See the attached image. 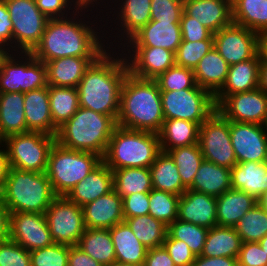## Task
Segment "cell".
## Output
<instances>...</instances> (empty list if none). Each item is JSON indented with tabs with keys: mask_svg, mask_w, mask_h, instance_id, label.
Wrapping results in <instances>:
<instances>
[{
	"mask_svg": "<svg viewBox=\"0 0 267 266\" xmlns=\"http://www.w3.org/2000/svg\"><path fill=\"white\" fill-rule=\"evenodd\" d=\"M97 7L106 8L107 5L104 7L101 5L100 7L96 4L83 3L67 17L49 19L40 42L31 53L43 63L63 57H100L108 50L104 37L107 36V33L110 34V31L105 28L102 31L104 25L98 27L96 20H93V22L89 20L94 17L91 14ZM89 10L91 14L87 13ZM90 15L91 18H89ZM86 17L88 21L85 20ZM98 28L102 32H98Z\"/></svg>",
	"mask_w": 267,
	"mask_h": 266,
	"instance_id": "1",
	"label": "cell"
},
{
	"mask_svg": "<svg viewBox=\"0 0 267 266\" xmlns=\"http://www.w3.org/2000/svg\"><path fill=\"white\" fill-rule=\"evenodd\" d=\"M128 73L121 49H108L91 64L76 87L79 107L109 115L117 121L121 89Z\"/></svg>",
	"mask_w": 267,
	"mask_h": 266,
	"instance_id": "2",
	"label": "cell"
},
{
	"mask_svg": "<svg viewBox=\"0 0 267 266\" xmlns=\"http://www.w3.org/2000/svg\"><path fill=\"white\" fill-rule=\"evenodd\" d=\"M164 120L161 91L156 80L142 79L129 72L121 89L117 125L158 134Z\"/></svg>",
	"mask_w": 267,
	"mask_h": 266,
	"instance_id": "3",
	"label": "cell"
},
{
	"mask_svg": "<svg viewBox=\"0 0 267 266\" xmlns=\"http://www.w3.org/2000/svg\"><path fill=\"white\" fill-rule=\"evenodd\" d=\"M117 126L113 117L79 107L76 113L58 128L56 142L63 147L92 152L103 158Z\"/></svg>",
	"mask_w": 267,
	"mask_h": 266,
	"instance_id": "4",
	"label": "cell"
},
{
	"mask_svg": "<svg viewBox=\"0 0 267 266\" xmlns=\"http://www.w3.org/2000/svg\"><path fill=\"white\" fill-rule=\"evenodd\" d=\"M57 196L45 172L9 168L0 199L10 212L45 214Z\"/></svg>",
	"mask_w": 267,
	"mask_h": 266,
	"instance_id": "5",
	"label": "cell"
},
{
	"mask_svg": "<svg viewBox=\"0 0 267 266\" xmlns=\"http://www.w3.org/2000/svg\"><path fill=\"white\" fill-rule=\"evenodd\" d=\"M161 152L159 135L117 126L102 161L112 170L149 168Z\"/></svg>",
	"mask_w": 267,
	"mask_h": 266,
	"instance_id": "6",
	"label": "cell"
},
{
	"mask_svg": "<svg viewBox=\"0 0 267 266\" xmlns=\"http://www.w3.org/2000/svg\"><path fill=\"white\" fill-rule=\"evenodd\" d=\"M102 162V157L85 151H76L55 142L50 149L46 175L56 196L68 193Z\"/></svg>",
	"mask_w": 267,
	"mask_h": 266,
	"instance_id": "7",
	"label": "cell"
},
{
	"mask_svg": "<svg viewBox=\"0 0 267 266\" xmlns=\"http://www.w3.org/2000/svg\"><path fill=\"white\" fill-rule=\"evenodd\" d=\"M45 86L46 64L37 60L31 52H7L1 59L0 93H26Z\"/></svg>",
	"mask_w": 267,
	"mask_h": 266,
	"instance_id": "8",
	"label": "cell"
},
{
	"mask_svg": "<svg viewBox=\"0 0 267 266\" xmlns=\"http://www.w3.org/2000/svg\"><path fill=\"white\" fill-rule=\"evenodd\" d=\"M112 2L116 8L112 6L113 5ZM112 2H111V0L109 2L107 0V5H109V7H111V9L109 7H107L106 10L101 9L99 14L96 15V17L99 16L101 14V12L103 14L104 11L105 12L107 11L105 14H106V16L108 15L109 17L107 16V18L105 19L106 16L102 15V18H101V15H100V17H97V18L101 19V20H99V22L102 20H103L102 22H105L104 20H106V22L104 24V26H106V28L108 27L107 25L109 23L111 24L114 21L113 23L115 25L112 23L110 25V27L107 28L108 30H110L109 28H111L112 30H110L111 31L110 33H112L114 35L110 34L109 36L105 37V39H108V40H106L107 41L106 44H107L108 49H111V48L112 49H120V46L123 47V45L136 32H138L142 27H144L151 20V0H112ZM116 3H118V4H116ZM108 9L111 11L109 12ZM112 9L114 10V12ZM112 12H113V14H112ZM108 13H110L112 15H110ZM110 16H112L113 19ZM108 18H111V22H109V23L107 22V21H109ZM113 25L115 26L114 28L112 27ZM117 26H119V27H117ZM113 30H116L117 32H115ZM110 37H111V39L113 38V42L111 41V39H109ZM109 41H111V42H109ZM116 41H118V43H116ZM113 43L115 44V47H114ZM116 46H117V48H116Z\"/></svg>",
	"mask_w": 267,
	"mask_h": 266,
	"instance_id": "9",
	"label": "cell"
},
{
	"mask_svg": "<svg viewBox=\"0 0 267 266\" xmlns=\"http://www.w3.org/2000/svg\"><path fill=\"white\" fill-rule=\"evenodd\" d=\"M56 136L41 132H25L6 137L9 166L34 172H46L50 149Z\"/></svg>",
	"mask_w": 267,
	"mask_h": 266,
	"instance_id": "10",
	"label": "cell"
},
{
	"mask_svg": "<svg viewBox=\"0 0 267 266\" xmlns=\"http://www.w3.org/2000/svg\"><path fill=\"white\" fill-rule=\"evenodd\" d=\"M161 103L165 119L188 120L200 125L215 111L214 96L199 87L175 91H161Z\"/></svg>",
	"mask_w": 267,
	"mask_h": 266,
	"instance_id": "11",
	"label": "cell"
},
{
	"mask_svg": "<svg viewBox=\"0 0 267 266\" xmlns=\"http://www.w3.org/2000/svg\"><path fill=\"white\" fill-rule=\"evenodd\" d=\"M13 24V52H31L40 42L49 18L35 0H3Z\"/></svg>",
	"mask_w": 267,
	"mask_h": 266,
	"instance_id": "12",
	"label": "cell"
},
{
	"mask_svg": "<svg viewBox=\"0 0 267 266\" xmlns=\"http://www.w3.org/2000/svg\"><path fill=\"white\" fill-rule=\"evenodd\" d=\"M198 145L205 160L229 169L237 164L230 138V121L217 109L200 125Z\"/></svg>",
	"mask_w": 267,
	"mask_h": 266,
	"instance_id": "13",
	"label": "cell"
},
{
	"mask_svg": "<svg viewBox=\"0 0 267 266\" xmlns=\"http://www.w3.org/2000/svg\"><path fill=\"white\" fill-rule=\"evenodd\" d=\"M45 218L55 243L77 246L86 229L82 207L66 196H57L46 210Z\"/></svg>",
	"mask_w": 267,
	"mask_h": 266,
	"instance_id": "14",
	"label": "cell"
},
{
	"mask_svg": "<svg viewBox=\"0 0 267 266\" xmlns=\"http://www.w3.org/2000/svg\"><path fill=\"white\" fill-rule=\"evenodd\" d=\"M213 46L232 65L258 54L259 34L232 22L213 34Z\"/></svg>",
	"mask_w": 267,
	"mask_h": 266,
	"instance_id": "15",
	"label": "cell"
},
{
	"mask_svg": "<svg viewBox=\"0 0 267 266\" xmlns=\"http://www.w3.org/2000/svg\"><path fill=\"white\" fill-rule=\"evenodd\" d=\"M216 109L229 121L267 124V94L259 88L228 95Z\"/></svg>",
	"mask_w": 267,
	"mask_h": 266,
	"instance_id": "16",
	"label": "cell"
},
{
	"mask_svg": "<svg viewBox=\"0 0 267 266\" xmlns=\"http://www.w3.org/2000/svg\"><path fill=\"white\" fill-rule=\"evenodd\" d=\"M230 138L237 163L267 162V126L230 121Z\"/></svg>",
	"mask_w": 267,
	"mask_h": 266,
	"instance_id": "17",
	"label": "cell"
},
{
	"mask_svg": "<svg viewBox=\"0 0 267 266\" xmlns=\"http://www.w3.org/2000/svg\"><path fill=\"white\" fill-rule=\"evenodd\" d=\"M9 239L27 251L53 245L45 214L34 212H12L10 215Z\"/></svg>",
	"mask_w": 267,
	"mask_h": 266,
	"instance_id": "18",
	"label": "cell"
},
{
	"mask_svg": "<svg viewBox=\"0 0 267 266\" xmlns=\"http://www.w3.org/2000/svg\"><path fill=\"white\" fill-rule=\"evenodd\" d=\"M129 72L142 79H157L176 64L175 53L161 47H120ZM127 49V50H126Z\"/></svg>",
	"mask_w": 267,
	"mask_h": 266,
	"instance_id": "19",
	"label": "cell"
},
{
	"mask_svg": "<svg viewBox=\"0 0 267 266\" xmlns=\"http://www.w3.org/2000/svg\"><path fill=\"white\" fill-rule=\"evenodd\" d=\"M181 42L180 22L150 20L123 46L161 47L175 53Z\"/></svg>",
	"mask_w": 267,
	"mask_h": 266,
	"instance_id": "20",
	"label": "cell"
},
{
	"mask_svg": "<svg viewBox=\"0 0 267 266\" xmlns=\"http://www.w3.org/2000/svg\"><path fill=\"white\" fill-rule=\"evenodd\" d=\"M216 197L187 189L179 198L178 218L210 229L217 225Z\"/></svg>",
	"mask_w": 267,
	"mask_h": 266,
	"instance_id": "21",
	"label": "cell"
},
{
	"mask_svg": "<svg viewBox=\"0 0 267 266\" xmlns=\"http://www.w3.org/2000/svg\"><path fill=\"white\" fill-rule=\"evenodd\" d=\"M82 209L86 228L110 229L124 221L122 197L114 189Z\"/></svg>",
	"mask_w": 267,
	"mask_h": 266,
	"instance_id": "22",
	"label": "cell"
},
{
	"mask_svg": "<svg viewBox=\"0 0 267 266\" xmlns=\"http://www.w3.org/2000/svg\"><path fill=\"white\" fill-rule=\"evenodd\" d=\"M24 115L27 132L57 135L50 112L49 85L24 93Z\"/></svg>",
	"mask_w": 267,
	"mask_h": 266,
	"instance_id": "23",
	"label": "cell"
},
{
	"mask_svg": "<svg viewBox=\"0 0 267 266\" xmlns=\"http://www.w3.org/2000/svg\"><path fill=\"white\" fill-rule=\"evenodd\" d=\"M183 11L213 34L233 22L231 0H183Z\"/></svg>",
	"mask_w": 267,
	"mask_h": 266,
	"instance_id": "24",
	"label": "cell"
},
{
	"mask_svg": "<svg viewBox=\"0 0 267 266\" xmlns=\"http://www.w3.org/2000/svg\"><path fill=\"white\" fill-rule=\"evenodd\" d=\"M260 54L254 58L229 66L228 75L222 89L214 96L216 107L234 93L258 88Z\"/></svg>",
	"mask_w": 267,
	"mask_h": 266,
	"instance_id": "25",
	"label": "cell"
},
{
	"mask_svg": "<svg viewBox=\"0 0 267 266\" xmlns=\"http://www.w3.org/2000/svg\"><path fill=\"white\" fill-rule=\"evenodd\" d=\"M113 190L112 170L102 161L66 196L80 207Z\"/></svg>",
	"mask_w": 267,
	"mask_h": 266,
	"instance_id": "26",
	"label": "cell"
},
{
	"mask_svg": "<svg viewBox=\"0 0 267 266\" xmlns=\"http://www.w3.org/2000/svg\"><path fill=\"white\" fill-rule=\"evenodd\" d=\"M99 57H63L46 62L47 85L76 88L86 70Z\"/></svg>",
	"mask_w": 267,
	"mask_h": 266,
	"instance_id": "27",
	"label": "cell"
},
{
	"mask_svg": "<svg viewBox=\"0 0 267 266\" xmlns=\"http://www.w3.org/2000/svg\"><path fill=\"white\" fill-rule=\"evenodd\" d=\"M229 66L213 46L193 70L196 84L215 96L226 82Z\"/></svg>",
	"mask_w": 267,
	"mask_h": 266,
	"instance_id": "28",
	"label": "cell"
},
{
	"mask_svg": "<svg viewBox=\"0 0 267 266\" xmlns=\"http://www.w3.org/2000/svg\"><path fill=\"white\" fill-rule=\"evenodd\" d=\"M231 188L258 200L267 192V162L249 161L234 165L231 168Z\"/></svg>",
	"mask_w": 267,
	"mask_h": 266,
	"instance_id": "29",
	"label": "cell"
},
{
	"mask_svg": "<svg viewBox=\"0 0 267 266\" xmlns=\"http://www.w3.org/2000/svg\"><path fill=\"white\" fill-rule=\"evenodd\" d=\"M216 203L217 225L234 227L250 209L258 204V200L244 191L231 188L216 197Z\"/></svg>",
	"mask_w": 267,
	"mask_h": 266,
	"instance_id": "30",
	"label": "cell"
},
{
	"mask_svg": "<svg viewBox=\"0 0 267 266\" xmlns=\"http://www.w3.org/2000/svg\"><path fill=\"white\" fill-rule=\"evenodd\" d=\"M115 248L116 262L144 265L148 249L136 238L123 221L109 229Z\"/></svg>",
	"mask_w": 267,
	"mask_h": 266,
	"instance_id": "31",
	"label": "cell"
},
{
	"mask_svg": "<svg viewBox=\"0 0 267 266\" xmlns=\"http://www.w3.org/2000/svg\"><path fill=\"white\" fill-rule=\"evenodd\" d=\"M188 189L218 197L231 189V169L204 159Z\"/></svg>",
	"mask_w": 267,
	"mask_h": 266,
	"instance_id": "32",
	"label": "cell"
},
{
	"mask_svg": "<svg viewBox=\"0 0 267 266\" xmlns=\"http://www.w3.org/2000/svg\"><path fill=\"white\" fill-rule=\"evenodd\" d=\"M200 124L182 119H165L159 135L160 149H171L198 143Z\"/></svg>",
	"mask_w": 267,
	"mask_h": 266,
	"instance_id": "33",
	"label": "cell"
},
{
	"mask_svg": "<svg viewBox=\"0 0 267 266\" xmlns=\"http://www.w3.org/2000/svg\"><path fill=\"white\" fill-rule=\"evenodd\" d=\"M241 245L242 240L234 227L215 225L207 233L201 256L237 258Z\"/></svg>",
	"mask_w": 267,
	"mask_h": 266,
	"instance_id": "34",
	"label": "cell"
},
{
	"mask_svg": "<svg viewBox=\"0 0 267 266\" xmlns=\"http://www.w3.org/2000/svg\"><path fill=\"white\" fill-rule=\"evenodd\" d=\"M0 129L5 137L27 132L24 93H0Z\"/></svg>",
	"mask_w": 267,
	"mask_h": 266,
	"instance_id": "35",
	"label": "cell"
},
{
	"mask_svg": "<svg viewBox=\"0 0 267 266\" xmlns=\"http://www.w3.org/2000/svg\"><path fill=\"white\" fill-rule=\"evenodd\" d=\"M149 170L153 189L178 196L187 190L180 179L177 165L168 153L161 151Z\"/></svg>",
	"mask_w": 267,
	"mask_h": 266,
	"instance_id": "36",
	"label": "cell"
},
{
	"mask_svg": "<svg viewBox=\"0 0 267 266\" xmlns=\"http://www.w3.org/2000/svg\"><path fill=\"white\" fill-rule=\"evenodd\" d=\"M77 247L102 266L116 262L115 248L109 229L86 228Z\"/></svg>",
	"mask_w": 267,
	"mask_h": 266,
	"instance_id": "37",
	"label": "cell"
},
{
	"mask_svg": "<svg viewBox=\"0 0 267 266\" xmlns=\"http://www.w3.org/2000/svg\"><path fill=\"white\" fill-rule=\"evenodd\" d=\"M232 21L258 34L267 31V0H231Z\"/></svg>",
	"mask_w": 267,
	"mask_h": 266,
	"instance_id": "38",
	"label": "cell"
},
{
	"mask_svg": "<svg viewBox=\"0 0 267 266\" xmlns=\"http://www.w3.org/2000/svg\"><path fill=\"white\" fill-rule=\"evenodd\" d=\"M112 173L113 189L122 198L136 192L149 193L153 189L149 168H121Z\"/></svg>",
	"mask_w": 267,
	"mask_h": 266,
	"instance_id": "39",
	"label": "cell"
},
{
	"mask_svg": "<svg viewBox=\"0 0 267 266\" xmlns=\"http://www.w3.org/2000/svg\"><path fill=\"white\" fill-rule=\"evenodd\" d=\"M50 112L53 124L59 128L79 109L77 88L49 85Z\"/></svg>",
	"mask_w": 267,
	"mask_h": 266,
	"instance_id": "40",
	"label": "cell"
},
{
	"mask_svg": "<svg viewBox=\"0 0 267 266\" xmlns=\"http://www.w3.org/2000/svg\"><path fill=\"white\" fill-rule=\"evenodd\" d=\"M136 238L147 248H156L163 245L168 226L151 215L124 218Z\"/></svg>",
	"mask_w": 267,
	"mask_h": 266,
	"instance_id": "41",
	"label": "cell"
},
{
	"mask_svg": "<svg viewBox=\"0 0 267 266\" xmlns=\"http://www.w3.org/2000/svg\"><path fill=\"white\" fill-rule=\"evenodd\" d=\"M177 165L178 173L183 185L188 189L204 160L198 143L177 147L167 152Z\"/></svg>",
	"mask_w": 267,
	"mask_h": 266,
	"instance_id": "42",
	"label": "cell"
},
{
	"mask_svg": "<svg viewBox=\"0 0 267 266\" xmlns=\"http://www.w3.org/2000/svg\"><path fill=\"white\" fill-rule=\"evenodd\" d=\"M242 243L259 242L267 235V210L259 204L250 209L234 226Z\"/></svg>",
	"mask_w": 267,
	"mask_h": 266,
	"instance_id": "43",
	"label": "cell"
},
{
	"mask_svg": "<svg viewBox=\"0 0 267 266\" xmlns=\"http://www.w3.org/2000/svg\"><path fill=\"white\" fill-rule=\"evenodd\" d=\"M209 229L176 219L168 226L167 233L173 238L183 241L191 252L201 256Z\"/></svg>",
	"mask_w": 267,
	"mask_h": 266,
	"instance_id": "44",
	"label": "cell"
},
{
	"mask_svg": "<svg viewBox=\"0 0 267 266\" xmlns=\"http://www.w3.org/2000/svg\"><path fill=\"white\" fill-rule=\"evenodd\" d=\"M180 196L152 189L149 192V215L169 226L178 218Z\"/></svg>",
	"mask_w": 267,
	"mask_h": 266,
	"instance_id": "45",
	"label": "cell"
},
{
	"mask_svg": "<svg viewBox=\"0 0 267 266\" xmlns=\"http://www.w3.org/2000/svg\"><path fill=\"white\" fill-rule=\"evenodd\" d=\"M160 91H175L186 88H195L194 71L179 65H173L155 79Z\"/></svg>",
	"mask_w": 267,
	"mask_h": 266,
	"instance_id": "46",
	"label": "cell"
},
{
	"mask_svg": "<svg viewBox=\"0 0 267 266\" xmlns=\"http://www.w3.org/2000/svg\"><path fill=\"white\" fill-rule=\"evenodd\" d=\"M213 47V40H201L195 42L183 41L175 52L176 65L192 70L198 65L201 58Z\"/></svg>",
	"mask_w": 267,
	"mask_h": 266,
	"instance_id": "47",
	"label": "cell"
},
{
	"mask_svg": "<svg viewBox=\"0 0 267 266\" xmlns=\"http://www.w3.org/2000/svg\"><path fill=\"white\" fill-rule=\"evenodd\" d=\"M70 246L54 243L29 252L31 266H68Z\"/></svg>",
	"mask_w": 267,
	"mask_h": 266,
	"instance_id": "48",
	"label": "cell"
},
{
	"mask_svg": "<svg viewBox=\"0 0 267 266\" xmlns=\"http://www.w3.org/2000/svg\"><path fill=\"white\" fill-rule=\"evenodd\" d=\"M0 266H31L29 251L13 240L1 241Z\"/></svg>",
	"mask_w": 267,
	"mask_h": 266,
	"instance_id": "49",
	"label": "cell"
},
{
	"mask_svg": "<svg viewBox=\"0 0 267 266\" xmlns=\"http://www.w3.org/2000/svg\"><path fill=\"white\" fill-rule=\"evenodd\" d=\"M183 0H151V20L180 22Z\"/></svg>",
	"mask_w": 267,
	"mask_h": 266,
	"instance_id": "50",
	"label": "cell"
},
{
	"mask_svg": "<svg viewBox=\"0 0 267 266\" xmlns=\"http://www.w3.org/2000/svg\"><path fill=\"white\" fill-rule=\"evenodd\" d=\"M39 10L49 19L71 15L83 4L81 0H35ZM73 5V7H72ZM71 10V11H70Z\"/></svg>",
	"mask_w": 267,
	"mask_h": 266,
	"instance_id": "51",
	"label": "cell"
},
{
	"mask_svg": "<svg viewBox=\"0 0 267 266\" xmlns=\"http://www.w3.org/2000/svg\"><path fill=\"white\" fill-rule=\"evenodd\" d=\"M180 26L183 41L213 40V33L203 26L201 22L188 16L184 11L181 16Z\"/></svg>",
	"mask_w": 267,
	"mask_h": 266,
	"instance_id": "52",
	"label": "cell"
},
{
	"mask_svg": "<svg viewBox=\"0 0 267 266\" xmlns=\"http://www.w3.org/2000/svg\"><path fill=\"white\" fill-rule=\"evenodd\" d=\"M162 246L170 255L175 266H192L195 260V255L191 252L188 245L183 241L173 239L167 233Z\"/></svg>",
	"mask_w": 267,
	"mask_h": 266,
	"instance_id": "53",
	"label": "cell"
},
{
	"mask_svg": "<svg viewBox=\"0 0 267 266\" xmlns=\"http://www.w3.org/2000/svg\"><path fill=\"white\" fill-rule=\"evenodd\" d=\"M238 266H267V255L258 242H244L237 257Z\"/></svg>",
	"mask_w": 267,
	"mask_h": 266,
	"instance_id": "54",
	"label": "cell"
},
{
	"mask_svg": "<svg viewBox=\"0 0 267 266\" xmlns=\"http://www.w3.org/2000/svg\"><path fill=\"white\" fill-rule=\"evenodd\" d=\"M124 218L149 214V193H132L122 198Z\"/></svg>",
	"mask_w": 267,
	"mask_h": 266,
	"instance_id": "55",
	"label": "cell"
},
{
	"mask_svg": "<svg viewBox=\"0 0 267 266\" xmlns=\"http://www.w3.org/2000/svg\"><path fill=\"white\" fill-rule=\"evenodd\" d=\"M13 24L6 3L0 0V46L7 52H13Z\"/></svg>",
	"mask_w": 267,
	"mask_h": 266,
	"instance_id": "56",
	"label": "cell"
},
{
	"mask_svg": "<svg viewBox=\"0 0 267 266\" xmlns=\"http://www.w3.org/2000/svg\"><path fill=\"white\" fill-rule=\"evenodd\" d=\"M144 266H175L168 252L163 246L148 249Z\"/></svg>",
	"mask_w": 267,
	"mask_h": 266,
	"instance_id": "57",
	"label": "cell"
},
{
	"mask_svg": "<svg viewBox=\"0 0 267 266\" xmlns=\"http://www.w3.org/2000/svg\"><path fill=\"white\" fill-rule=\"evenodd\" d=\"M68 266H102L77 246H70Z\"/></svg>",
	"mask_w": 267,
	"mask_h": 266,
	"instance_id": "58",
	"label": "cell"
},
{
	"mask_svg": "<svg viewBox=\"0 0 267 266\" xmlns=\"http://www.w3.org/2000/svg\"><path fill=\"white\" fill-rule=\"evenodd\" d=\"M192 266H238L237 258L197 256Z\"/></svg>",
	"mask_w": 267,
	"mask_h": 266,
	"instance_id": "59",
	"label": "cell"
},
{
	"mask_svg": "<svg viewBox=\"0 0 267 266\" xmlns=\"http://www.w3.org/2000/svg\"><path fill=\"white\" fill-rule=\"evenodd\" d=\"M10 210L0 199V242L9 239L10 234Z\"/></svg>",
	"mask_w": 267,
	"mask_h": 266,
	"instance_id": "60",
	"label": "cell"
},
{
	"mask_svg": "<svg viewBox=\"0 0 267 266\" xmlns=\"http://www.w3.org/2000/svg\"><path fill=\"white\" fill-rule=\"evenodd\" d=\"M8 153L5 146L0 148V192L2 191L9 171Z\"/></svg>",
	"mask_w": 267,
	"mask_h": 266,
	"instance_id": "61",
	"label": "cell"
},
{
	"mask_svg": "<svg viewBox=\"0 0 267 266\" xmlns=\"http://www.w3.org/2000/svg\"><path fill=\"white\" fill-rule=\"evenodd\" d=\"M258 88L267 94V62L260 60Z\"/></svg>",
	"mask_w": 267,
	"mask_h": 266,
	"instance_id": "62",
	"label": "cell"
},
{
	"mask_svg": "<svg viewBox=\"0 0 267 266\" xmlns=\"http://www.w3.org/2000/svg\"><path fill=\"white\" fill-rule=\"evenodd\" d=\"M258 53L260 54V58L267 62V31L259 34Z\"/></svg>",
	"mask_w": 267,
	"mask_h": 266,
	"instance_id": "63",
	"label": "cell"
},
{
	"mask_svg": "<svg viewBox=\"0 0 267 266\" xmlns=\"http://www.w3.org/2000/svg\"><path fill=\"white\" fill-rule=\"evenodd\" d=\"M258 204L267 210V192L258 199Z\"/></svg>",
	"mask_w": 267,
	"mask_h": 266,
	"instance_id": "64",
	"label": "cell"
},
{
	"mask_svg": "<svg viewBox=\"0 0 267 266\" xmlns=\"http://www.w3.org/2000/svg\"><path fill=\"white\" fill-rule=\"evenodd\" d=\"M260 247L267 255V235L264 236L259 242Z\"/></svg>",
	"mask_w": 267,
	"mask_h": 266,
	"instance_id": "65",
	"label": "cell"
},
{
	"mask_svg": "<svg viewBox=\"0 0 267 266\" xmlns=\"http://www.w3.org/2000/svg\"><path fill=\"white\" fill-rule=\"evenodd\" d=\"M83 3H90V4H98L101 6V4L104 6L105 4H103L104 0H81ZM101 1V2H99ZM106 1V0H105ZM101 3V4H100Z\"/></svg>",
	"mask_w": 267,
	"mask_h": 266,
	"instance_id": "66",
	"label": "cell"
},
{
	"mask_svg": "<svg viewBox=\"0 0 267 266\" xmlns=\"http://www.w3.org/2000/svg\"><path fill=\"white\" fill-rule=\"evenodd\" d=\"M108 266H144V265H135V264H125V263L113 262Z\"/></svg>",
	"mask_w": 267,
	"mask_h": 266,
	"instance_id": "67",
	"label": "cell"
},
{
	"mask_svg": "<svg viewBox=\"0 0 267 266\" xmlns=\"http://www.w3.org/2000/svg\"><path fill=\"white\" fill-rule=\"evenodd\" d=\"M5 140H6V137L3 135V133L0 129V148H1V146H5Z\"/></svg>",
	"mask_w": 267,
	"mask_h": 266,
	"instance_id": "68",
	"label": "cell"
},
{
	"mask_svg": "<svg viewBox=\"0 0 267 266\" xmlns=\"http://www.w3.org/2000/svg\"><path fill=\"white\" fill-rule=\"evenodd\" d=\"M6 53L7 51L0 46V61L5 56Z\"/></svg>",
	"mask_w": 267,
	"mask_h": 266,
	"instance_id": "69",
	"label": "cell"
}]
</instances>
